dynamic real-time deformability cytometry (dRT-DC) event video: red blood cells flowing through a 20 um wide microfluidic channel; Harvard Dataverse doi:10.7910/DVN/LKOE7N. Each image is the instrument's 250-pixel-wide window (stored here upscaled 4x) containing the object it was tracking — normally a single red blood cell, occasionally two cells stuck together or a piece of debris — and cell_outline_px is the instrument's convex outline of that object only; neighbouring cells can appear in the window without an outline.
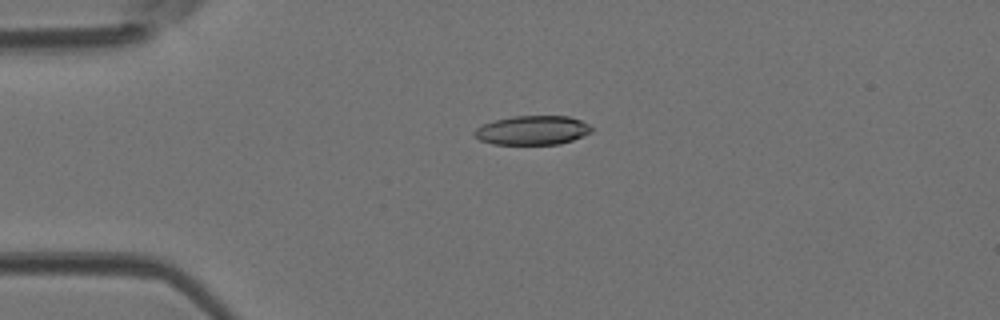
{"species": "Egyptian fruit bat (a non-hibernating species)", "species_latin": "Rousettus aegyptiacus", "temperature_condition": "room temperature", "stored_images_in_passage": 45, "camera_frame_rate_fps": 3000, "um_per_image_px": 0.085, "animal": {"sex": "female"}, "frame": {"image": 1, "passage_image": 11, "time_ms": 3.333, "image_size_px": [1000, 320], "cell_outline_px": [[592, 132], [584, 136], [560, 144], [492, 144], [480, 140], [472, 136], [472, 132], [476, 128], [484, 124], [496, 120], [512, 116], [568, 116], [580, 120], [588, 124], [592, 128]], "centroid_in_image_um": [45.24, 11.08], "position_along_channel_um": 39.8, "area_um2": 19.94}}
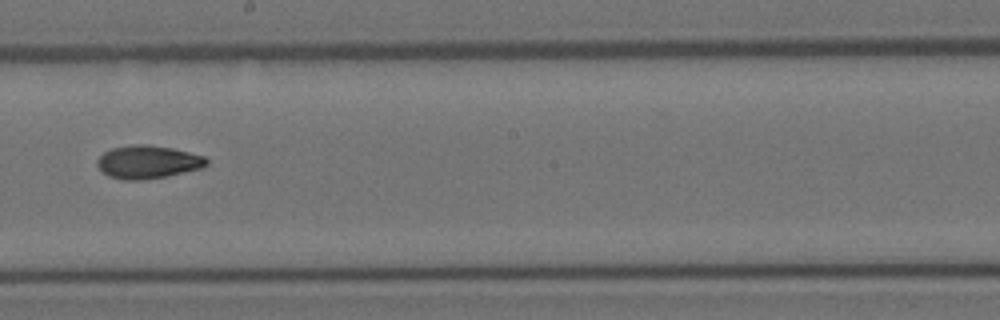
{"frame": {"image": 2, "passage_image": 26, "time_ms": 8.333, "image_size_px": [1000, 320], "cell_outline_px": [[208, 164], [204, 168], [168, 176], [144, 180], [124, 180], [108, 176], [96, 164], [96, 160], [104, 152], [112, 148], [136, 144], [144, 144], [172, 148], [204, 156], [208, 160]], "centroid_in_image_um": [12.59, 13.78], "position_along_channel_um": 235.6, "area_um2": 21.15}}
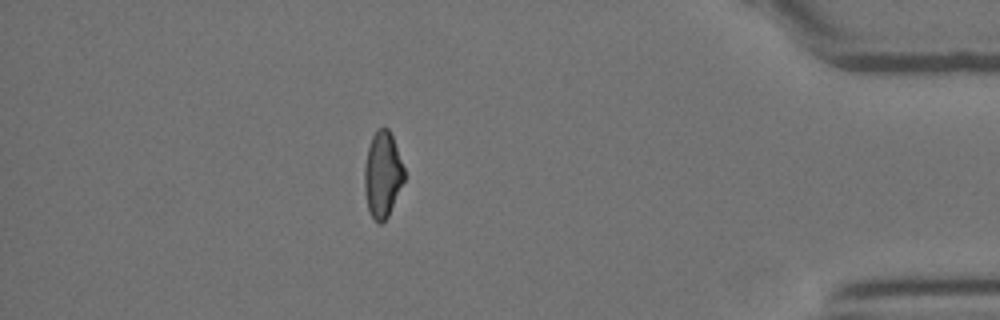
{"frame": {"image": 3, "passage_image": 40, "time_ms": 13.0, "image_size_px": [1000, 320], "cell_outline_px": [[404, 180], [388, 216], [380, 224], [376, 224], [368, 208], [364, 188], [364, 168], [368, 148], [372, 136], [376, 128], [388, 128], [392, 136], [404, 168]], "centroid_in_image_um": [32.5, 14.84], "position_along_channel_um": 402.7, "area_um2": 19.71}}